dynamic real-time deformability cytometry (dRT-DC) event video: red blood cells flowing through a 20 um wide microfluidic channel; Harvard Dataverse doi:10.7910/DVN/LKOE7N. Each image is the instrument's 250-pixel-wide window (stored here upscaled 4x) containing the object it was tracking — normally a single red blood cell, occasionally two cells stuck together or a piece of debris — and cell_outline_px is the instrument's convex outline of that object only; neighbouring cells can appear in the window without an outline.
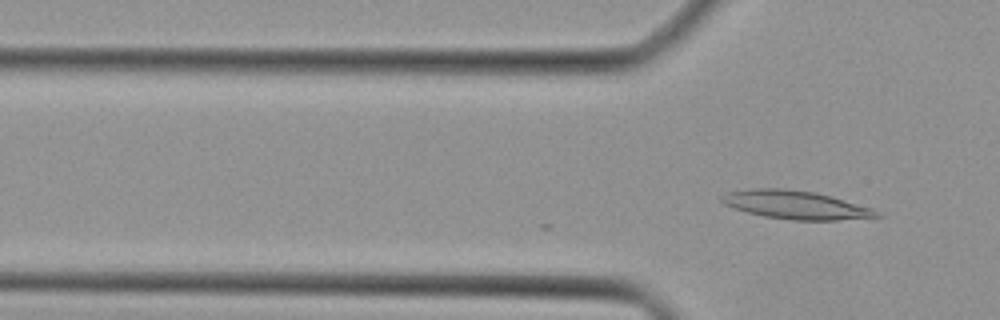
{"species": "Egyptian fruit bat (a non-hibernating species)", "species_latin": "Rousettus aegyptiacus", "temperature_condition": "cold", "stored_images_in_passage": 2, "camera_frame_rate_fps": 3000, "um_per_image_px": 0.085, "animal": {"sex": "female"}, "frame": {"image": 1, "passage_image": 2, "time_ms": 0.333, "image_size_px": [1000, 320], "cell_outline_px": [[884, 216], [836, 220], [792, 220], [764, 216], [748, 212], [724, 204], [720, 200], [720, 196], [724, 192], [752, 188], [784, 188], [816, 192], [872, 208], [880, 212]], "centroid_in_image_um": [67.61, 17.4], "position_along_channel_um": 58.2, "area_um2": 25.61}}